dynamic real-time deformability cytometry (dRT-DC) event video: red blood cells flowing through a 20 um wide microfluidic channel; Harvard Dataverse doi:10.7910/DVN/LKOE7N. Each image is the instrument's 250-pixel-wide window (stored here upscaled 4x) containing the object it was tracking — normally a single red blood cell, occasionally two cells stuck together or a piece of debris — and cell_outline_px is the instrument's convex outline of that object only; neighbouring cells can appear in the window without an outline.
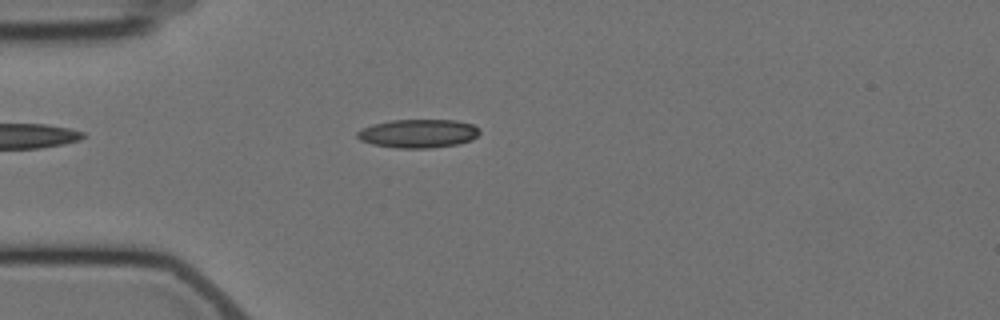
{"species": "Egyptian fruit bat (a non-hibernating species)", "species_latin": "Rousettus aegyptiacus", "temperature_condition": "cold", "stored_images_in_passage": 5, "camera_frame_rate_fps": 3000, "um_per_image_px": 0.085, "animal": {"sex": "female"}, "frame": {"image": 1, "passage_image": 4, "time_ms": 3.333, "image_size_px": [1000, 320], "cell_outline_px": [[480, 132], [472, 140], [456, 144], [432, 148], [396, 148], [372, 144], [360, 140], [356, 136], [356, 132], [360, 128], [372, 124], [392, 120], [456, 120], [472, 124], [480, 128]], "centroid_in_image_um": [35.53, 11.34], "position_along_channel_um": 49.5, "area_um2": 20.52}}